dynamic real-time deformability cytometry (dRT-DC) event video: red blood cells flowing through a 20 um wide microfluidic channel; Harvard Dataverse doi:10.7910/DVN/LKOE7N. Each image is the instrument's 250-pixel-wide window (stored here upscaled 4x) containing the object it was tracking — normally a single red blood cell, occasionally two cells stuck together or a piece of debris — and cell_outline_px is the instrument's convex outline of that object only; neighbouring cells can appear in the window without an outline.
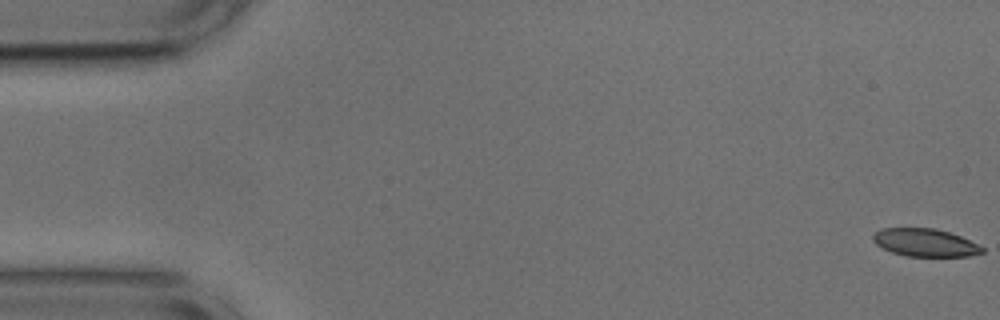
{"species": "common noctule bat (a hibernating species)", "species_latin": "Nyctalus noctula", "temperature_condition": "cold", "stored_images_in_passage": 44, "camera_frame_rate_fps": 3000, "um_per_image_px": 0.085, "animal": {"sex": "male", "body_mass_g": 17.9, "forearm_length_mm": 54.2}, "frame": {"image": 1, "passage_image": 1, "time_ms": 0.0, "image_size_px": [1000, 320], "cell_outline_px": [[984, 252], [968, 256], [908, 256], [892, 252], [876, 244], [872, 240], [872, 236], [880, 228], [936, 228], [960, 236], [984, 248]], "centroid_in_image_um": [78.61, 20.61], "position_along_channel_um": 6.4, "area_um2": 17.51}}
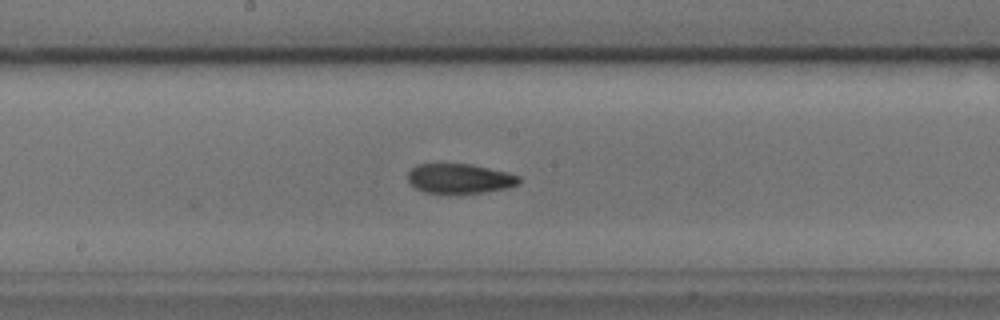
{"frame": {"image": 2, "passage_image": 28, "time_ms": 9.0, "image_size_px": [1000, 320], "cell_outline_px": [[520, 184], [508, 188], [484, 192], [448, 196], [424, 192], [416, 188], [408, 180], [408, 172], [416, 164], [472, 164], [520, 176]], "centroid_in_image_um": [39.05, 15.22], "position_along_channel_um": 209.1, "area_um2": 19.77}}
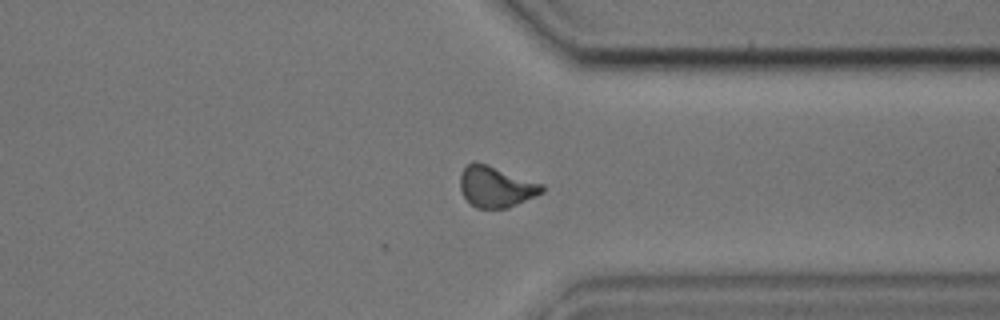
{"frame": {"image": 3, "passage_image": 41, "time_ms": 13.333, "image_size_px": [1000, 320], "cell_outline_px": [[544, 192], [536, 196], [508, 208], [476, 208], [464, 196], [460, 188], [460, 172], [472, 160], [476, 160], [544, 184]], "centroid_in_image_um": [42.16, 15.85], "position_along_channel_um": 369.2, "area_um2": 19.71}, "authors_computed_cell_mechanics": {"area_um2": 19.5364, "velocity_mm_per_s": 3.7346, "shape_relaxation_time_tau1_ms": 10.5427, "shape_relaxation_time_tau2_ms": 4.9, "deformation_change_tau1": 0.1721, "deformation_change_tau2": 0.1095}}